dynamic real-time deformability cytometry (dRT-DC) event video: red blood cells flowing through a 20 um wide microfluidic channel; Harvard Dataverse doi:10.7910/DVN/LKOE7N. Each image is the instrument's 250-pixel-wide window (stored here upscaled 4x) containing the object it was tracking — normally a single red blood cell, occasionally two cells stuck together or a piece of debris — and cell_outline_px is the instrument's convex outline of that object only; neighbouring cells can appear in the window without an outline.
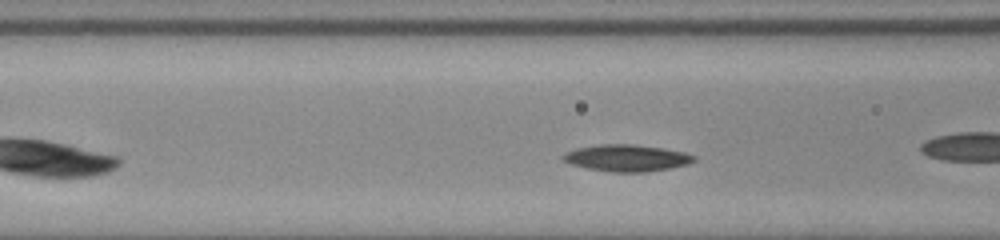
{"species": "common noctule bat (a hibernating species)", "species_latin": "Nyctalus noctula", "temperature_condition": "room temperature", "stored_images_in_passage": 13, "camera_frame_rate_fps": 3000, "um_per_image_px": 0.085, "animal": {"sex": "male", "body_mass_g": 20.0, "forearm_length_mm": 53.3}, "frame": {"image": 1, "passage_image": 11, "time_ms": 3.333, "image_size_px": [1000, 240], "cell_outline_px": [[696, 160], [688, 164], [672, 168], [648, 172], [612, 172], [588, 168], [572, 164], [564, 160], [560, 156], [568, 152], [580, 148], [600, 144], [636, 144], [664, 148], [684, 152], [696, 156]], "centroid_in_image_um": [53.35, 13.43], "position_along_channel_um": 113.3, "area_um2": 20.35}}